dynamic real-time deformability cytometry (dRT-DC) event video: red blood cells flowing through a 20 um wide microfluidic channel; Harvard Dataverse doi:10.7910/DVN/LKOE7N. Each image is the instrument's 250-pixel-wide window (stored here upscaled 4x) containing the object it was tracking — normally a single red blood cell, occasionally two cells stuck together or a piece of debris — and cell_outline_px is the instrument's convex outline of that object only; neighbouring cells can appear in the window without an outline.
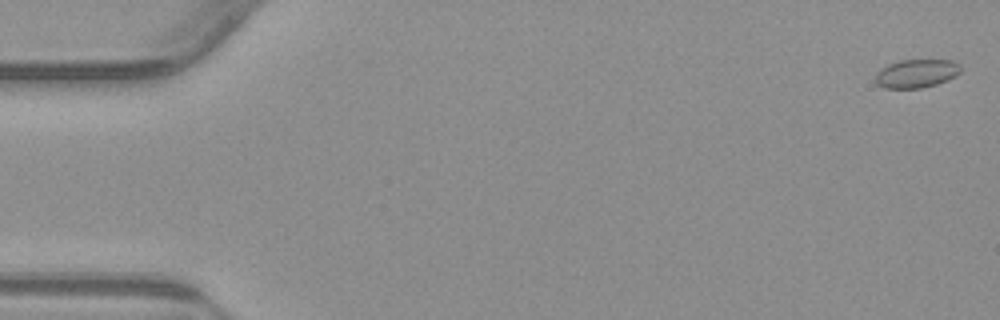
{"species": "common noctule bat (a hibernating species)", "species_latin": "Nyctalus noctula", "temperature_condition": "warm", "stored_images_in_passage": 56, "camera_frame_rate_fps": 3000, "um_per_image_px": 0.085, "animal": {"sex": "male", "body_mass_g": 23.1, "forearm_length_mm": 52.7}, "frame": {"image": 1, "passage_image": 2, "time_ms": 0.333, "image_size_px": [1000, 320], "cell_outline_px": [[960, 72], [956, 76], [948, 80], [936, 84], [920, 88], [884, 88], [876, 84], [876, 72], [888, 64], [900, 60], [952, 60], [960, 64]], "centroid_in_image_um": [77.9, 6.24], "position_along_channel_um": 7.1, "area_um2": 14.16}}
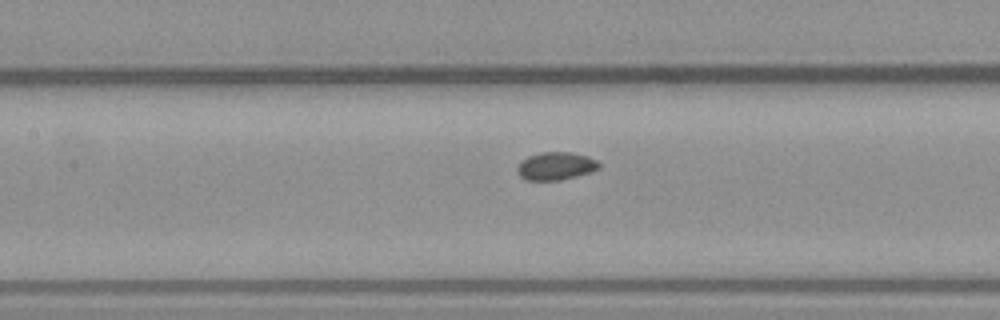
{"frame": {"image": 2, "passage_image": 26, "time_ms": 8.333, "image_size_px": [1000, 320], "cell_outline_px": [[600, 168], [576, 176], [560, 180], [528, 180], [520, 176], [516, 172], [516, 168], [520, 160], [528, 156], [540, 152], [572, 152], [588, 156], [596, 160], [600, 164]], "centroid_in_image_um": [47.21, 14.1], "position_along_channel_um": 160.2, "area_um2": 13.35}}
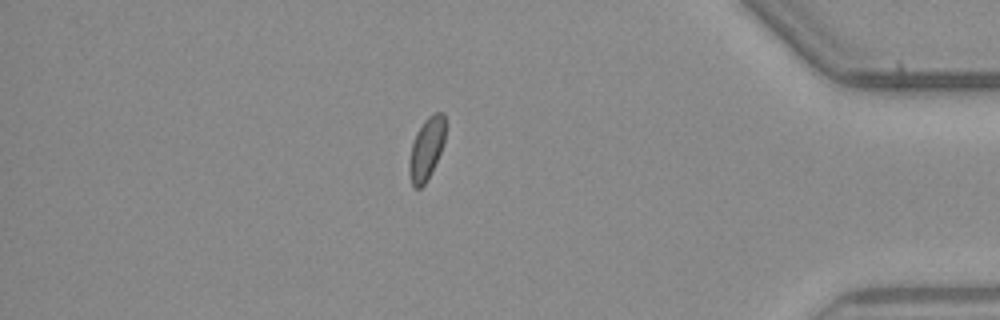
{"frame": {"image": 3, "passage_image": 48, "time_ms": 15.667, "image_size_px": [1000, 320], "cell_outline_px": [[444, 140], [440, 152], [432, 172], [424, 184], [420, 188], [416, 188], [412, 184], [408, 172], [408, 164], [412, 144], [416, 132], [424, 120], [428, 116], [436, 112], [444, 112]], "centroid_in_image_um": [36.22, 12.65], "position_along_channel_um": 399.0, "area_um2": 13.01}}